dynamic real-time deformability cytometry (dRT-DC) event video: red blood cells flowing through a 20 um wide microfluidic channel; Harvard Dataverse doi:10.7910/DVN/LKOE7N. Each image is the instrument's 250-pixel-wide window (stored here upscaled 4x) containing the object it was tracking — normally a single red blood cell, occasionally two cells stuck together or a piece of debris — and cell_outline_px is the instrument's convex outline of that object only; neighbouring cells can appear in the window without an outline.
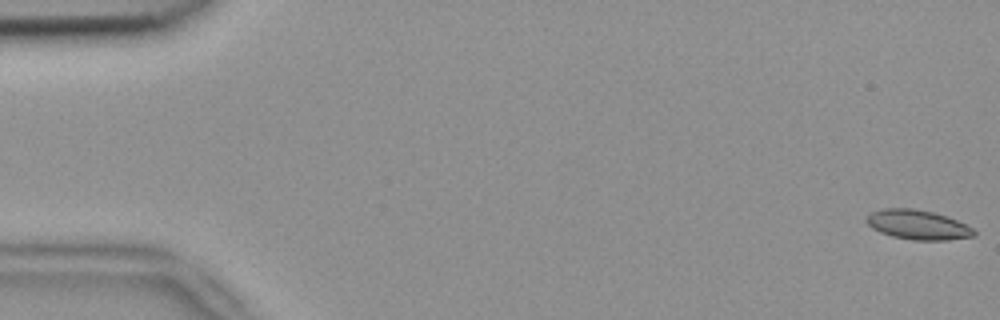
{"species": "common noctule bat (a hibernating species)", "species_latin": "Nyctalus noctula", "temperature_condition": "room temperature", "stored_images_in_passage": 16, "camera_frame_rate_fps": 3000, "um_per_image_px": 0.085, "animal": {"sex": "female", "body_mass_g": 18.4}, "frame": {"image": 1, "passage_image": 1, "time_ms": 0.0, "image_size_px": [1000, 320], "cell_outline_px": [[976, 236], [948, 240], [912, 240], [892, 236], [880, 232], [872, 228], [864, 220], [872, 212], [884, 208], [912, 208], [932, 212], [948, 216], [972, 228], [976, 232]], "centroid_in_image_um": [78.01, 19.11], "position_along_channel_um": 7.0, "area_um2": 18.5}}